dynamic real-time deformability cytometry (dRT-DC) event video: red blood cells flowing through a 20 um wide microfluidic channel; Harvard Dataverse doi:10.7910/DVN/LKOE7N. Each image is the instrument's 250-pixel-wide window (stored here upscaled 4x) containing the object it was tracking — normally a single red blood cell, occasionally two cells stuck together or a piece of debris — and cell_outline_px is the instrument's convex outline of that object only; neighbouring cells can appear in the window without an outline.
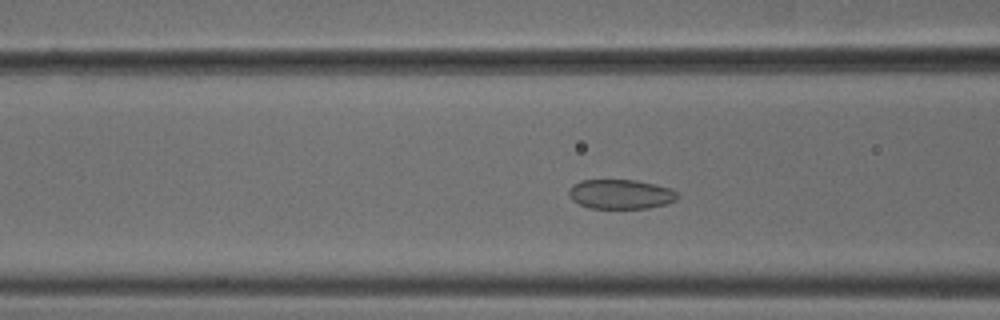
{"species": "common noctule bat (a hibernating species)", "species_latin": "Nyctalus noctula", "temperature_condition": "cold", "stored_images_in_passage": 49, "camera_frame_rate_fps": 3000, "um_per_image_px": 0.085, "animal": {"sex": "male", "body_mass_g": 18.8}, "frame": {"image": 1, "passage_image": 16, "time_ms": 5.0, "image_size_px": [1000, 320], "cell_outline_px": [[680, 196], [676, 200], [668, 204], [648, 208], [588, 208], [572, 200], [568, 196], [568, 192], [572, 184], [580, 180], [636, 180], [656, 184], [672, 188]], "centroid_in_image_um": [52.77, 16.5], "position_along_channel_um": 113.8, "area_um2": 18.96}}
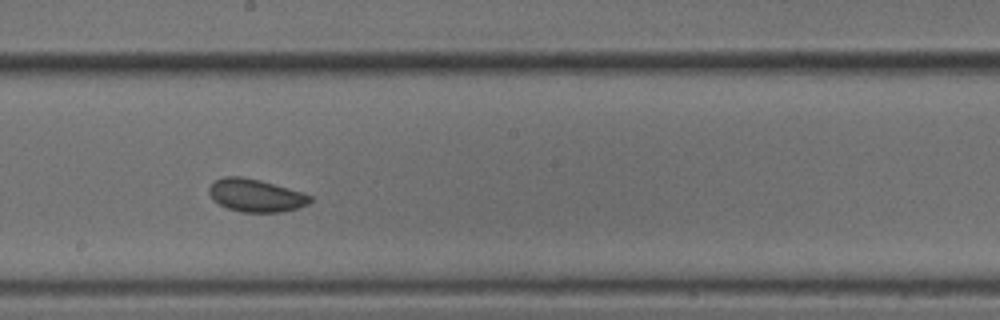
{"frame": {"image": 2, "passage_image": 25, "time_ms": 8.0, "image_size_px": [1000, 320], "cell_outline_px": [[312, 200], [308, 204], [296, 208], [280, 212], [240, 212], [228, 208], [212, 200], [208, 192], [208, 188], [212, 180], [224, 176], [240, 176], [260, 180], [288, 188], [312, 196]], "centroid_in_image_um": [21.68, 16.6], "position_along_channel_um": 226.5, "area_um2": 19.36}}
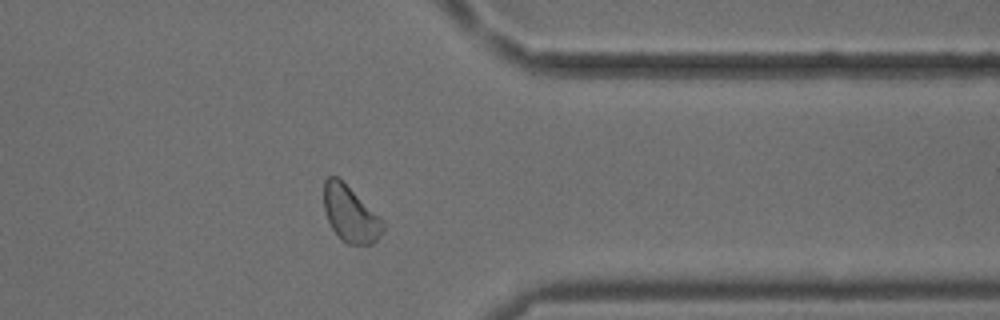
{"frame": {"image": 3, "passage_image": 38, "time_ms": 12.333, "image_size_px": [1000, 320], "cell_outline_px": [[384, 228], [376, 240], [372, 244], [348, 244], [332, 228], [328, 220], [324, 208], [324, 180], [328, 176], [336, 176], [380, 216], [384, 220]], "centroid_in_image_um": [29.79, 18.18], "position_along_channel_um": 381.6, "area_um2": 18.84}, "authors_computed_cell_mechanics": {"area_um2": 19.4208, "velocity_mm_per_s": 3.7478, "shape_relaxation_time_tau1_ms": null, "shape_relaxation_time_tau2_ms": 4.3474, "deformation_change_tau1": null, "deformation_change_tau2": 0.0898}}